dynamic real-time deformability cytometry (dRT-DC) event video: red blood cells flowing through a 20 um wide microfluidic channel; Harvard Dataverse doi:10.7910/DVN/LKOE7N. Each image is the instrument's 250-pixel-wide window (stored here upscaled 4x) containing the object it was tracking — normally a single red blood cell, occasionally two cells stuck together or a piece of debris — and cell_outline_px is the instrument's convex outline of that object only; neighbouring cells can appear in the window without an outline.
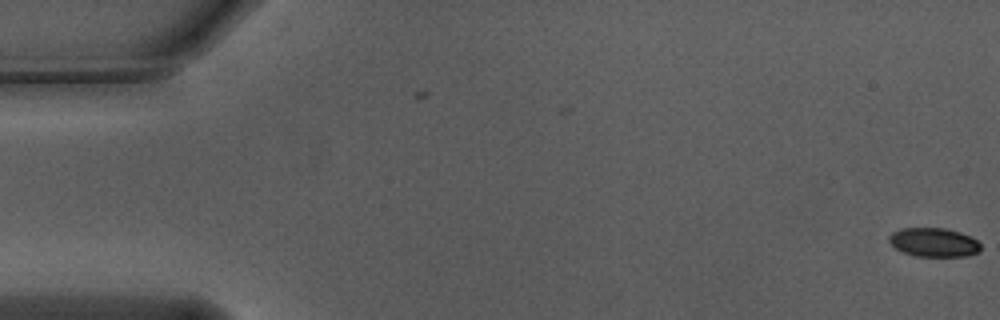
{"species": "Egyptian fruit bat (a non-hibernating species)", "species_latin": "Rousettus aegyptiacus", "temperature_condition": "warm", "stored_images_in_passage": 5, "camera_frame_rate_fps": 3000, "um_per_image_px": 0.085, "animal": {"sex": "male"}, "frame": {"image": 1, "passage_image": 5, "time_ms": 1.333, "image_size_px": [1000, 320], "cell_outline_px": [[980, 248], [976, 252], [968, 256], [916, 256], [904, 252], [896, 248], [888, 240], [888, 236], [892, 232], [900, 228], [944, 228], [960, 232], [976, 240], [980, 244]], "centroid_in_image_um": [79.34, 20.59], "position_along_channel_um": 5.7, "area_um2": 15.26}}